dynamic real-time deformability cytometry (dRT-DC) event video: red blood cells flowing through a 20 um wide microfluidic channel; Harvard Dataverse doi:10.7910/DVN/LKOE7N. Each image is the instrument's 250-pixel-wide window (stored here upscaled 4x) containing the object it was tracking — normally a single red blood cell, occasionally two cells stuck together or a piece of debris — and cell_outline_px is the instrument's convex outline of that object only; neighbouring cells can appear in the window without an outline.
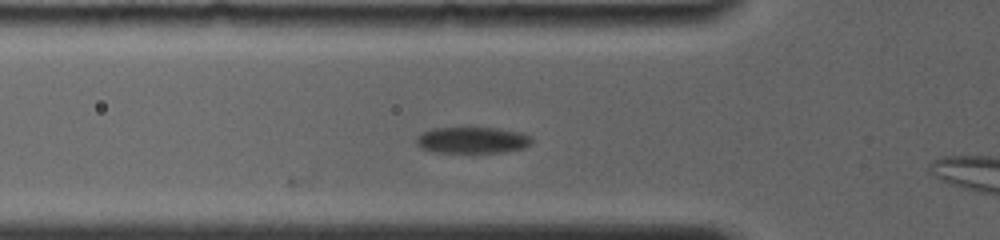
{"species": "common noctule bat (a hibernating species)", "species_latin": "Nyctalus noctula", "temperature_condition": "room temperature", "stored_images_in_passage": 15, "camera_frame_rate_fps": 4000, "um_per_image_px": 0.085, "animal": {"sex": "female", "body_mass_g": 19.0, "forearm_length_mm": 56.7}, "frame": {"image": 1, "passage_image": 15, "time_ms": 2.5, "image_size_px": [1000, 240], "cell_outline_px": [[532, 144], [524, 148], [504, 152], [436, 152], [420, 148], [416, 144], [416, 136], [420, 132], [432, 128], [496, 128], [520, 132], [532, 136]], "centroid_in_image_um": [40.14, 11.91], "position_along_channel_um": 85.7, "area_um2": 17.86}}